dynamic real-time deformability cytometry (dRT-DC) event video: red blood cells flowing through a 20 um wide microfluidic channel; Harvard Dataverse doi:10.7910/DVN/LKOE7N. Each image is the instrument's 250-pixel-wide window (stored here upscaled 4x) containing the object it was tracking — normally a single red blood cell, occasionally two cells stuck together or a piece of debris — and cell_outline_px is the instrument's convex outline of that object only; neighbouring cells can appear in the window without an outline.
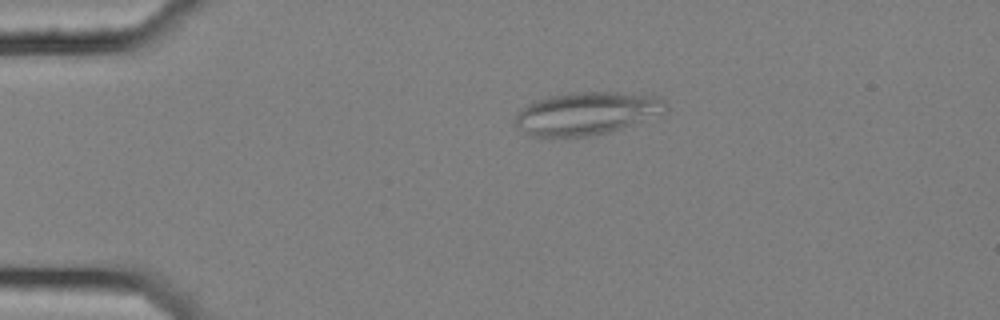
{"species": "common noctule bat (a hibernating species)", "species_latin": "Nyctalus noctula", "temperature_condition": "cold", "stored_images_in_passage": 44, "segment_of_instrument_passage": [1, 2], "camera_frame_rate_fps": 3000, "um_per_image_px": 0.085, "animal": {"sex": "female", "body_mass_g": 25.1}, "frame": {"image": 1, "passage_image": 1, "time_ms": 0.0, "image_size_px": [1000, 320], "cell_outline_px": [[668, 108], [664, 112], [620, 128], [608, 132], [588, 136], [532, 136], [524, 132], [516, 124], [516, 116], [520, 108], [536, 100], [548, 96], [568, 92], [616, 92], [660, 96], [668, 104]], "centroid_in_image_um": [49.86, 9.61], "position_along_channel_um": 35.1, "area_um2": 37.22}}